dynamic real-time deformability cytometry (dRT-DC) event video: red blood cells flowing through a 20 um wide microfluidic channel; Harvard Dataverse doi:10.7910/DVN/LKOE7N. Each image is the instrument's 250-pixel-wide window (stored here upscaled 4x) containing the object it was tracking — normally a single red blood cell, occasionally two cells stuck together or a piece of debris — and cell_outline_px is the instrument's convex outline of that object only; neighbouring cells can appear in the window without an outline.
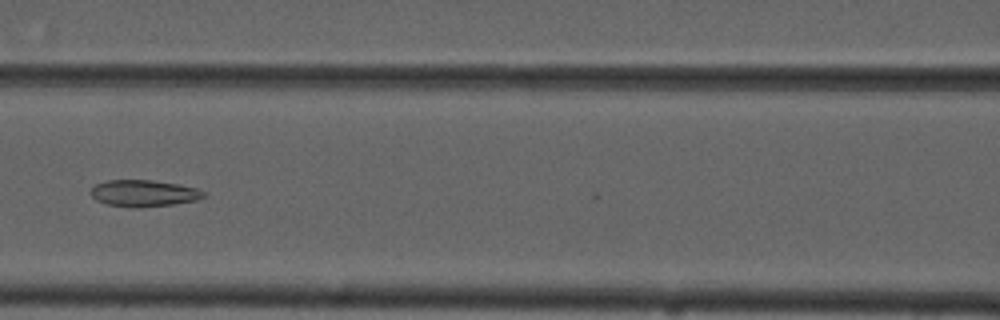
{"species": "common noctule bat (a hibernating species)", "species_latin": "Nyctalus noctula", "temperature_condition": "cold", "stored_images_in_passage": 8, "camera_frame_rate_fps": 3000, "um_per_image_px": 0.085, "animal": {"sex": "male", "forearm_length_mm": 52.5}, "frame": {"image": 1, "passage_image": 5, "time_ms": 4.667, "image_size_px": [1000, 320], "cell_outline_px": [[208, 196], [200, 200], [172, 204], [140, 208], [132, 208], [108, 204], [96, 200], [88, 192], [96, 184], [108, 180], [152, 180], [200, 188]], "centroid_in_image_um": [12.26, 16.43], "position_along_channel_um": 154.3, "area_um2": 17.74}}
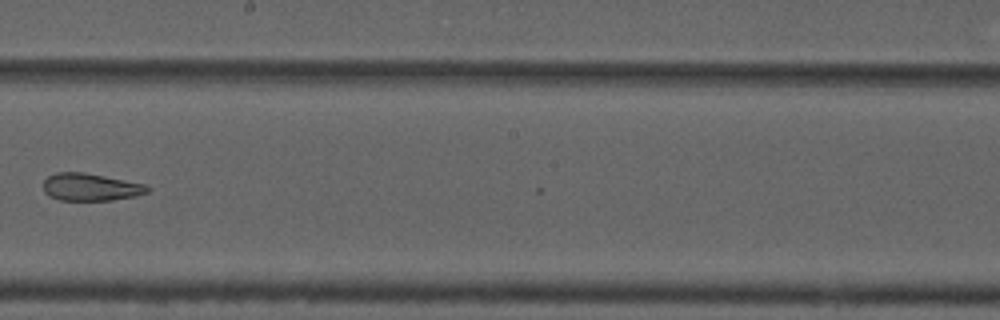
{"frame": {"image": 2, "passage_image": 7, "time_ms": 7.0, "image_size_px": [1000, 320], "cell_outline_px": [[152, 188], [148, 192], [136, 196], [112, 200], [60, 200], [48, 196], [44, 192], [44, 180], [48, 176], [56, 172], [84, 172], [144, 184]], "centroid_in_image_um": [7.69, 15.9], "position_along_channel_um": 240.5, "area_um2": 16.65}}
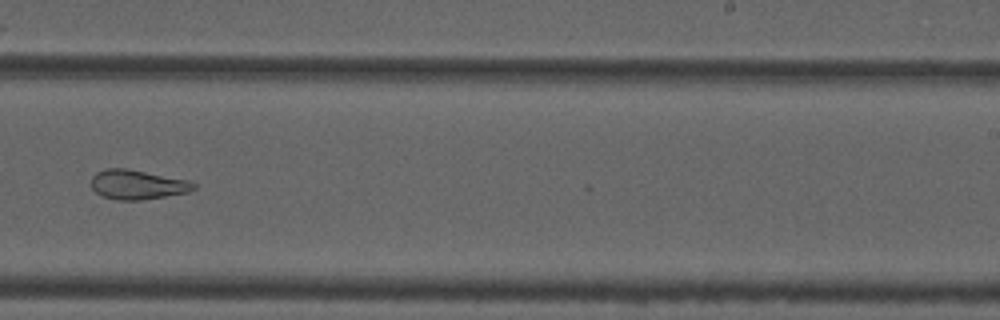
{"frame": {"image": 3, "passage_image": 8, "time_ms": 8.0, "image_size_px": [1000, 320], "cell_outline_px": [[196, 188], [188, 192], [140, 200], [116, 200], [100, 196], [92, 188], [92, 176], [96, 172], [108, 168], [124, 168], [188, 180], [196, 184]], "centroid_in_image_um": [11.65, 15.7], "position_along_channel_um": 277.3, "area_um2": 17.46}}